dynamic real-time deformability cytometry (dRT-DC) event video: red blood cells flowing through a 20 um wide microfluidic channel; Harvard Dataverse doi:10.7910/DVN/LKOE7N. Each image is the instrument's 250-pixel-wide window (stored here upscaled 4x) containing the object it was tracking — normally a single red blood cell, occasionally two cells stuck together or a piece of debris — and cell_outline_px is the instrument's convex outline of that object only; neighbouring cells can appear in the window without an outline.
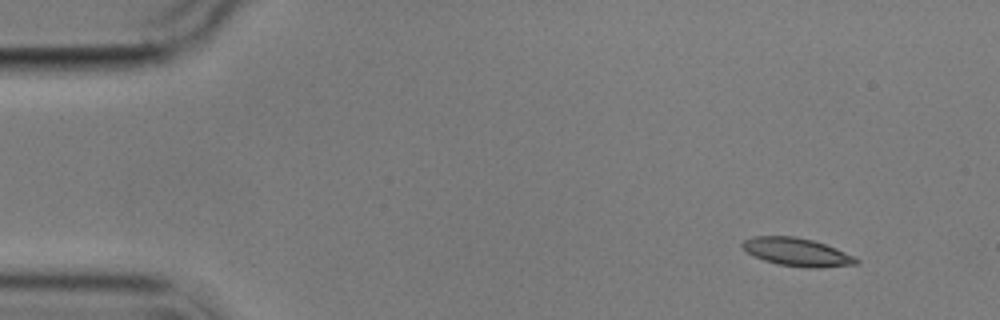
{"species": "common noctule bat (a hibernating species)", "species_latin": "Nyctalus noctula", "temperature_condition": "cold", "stored_images_in_passage": 4, "camera_frame_rate_fps": 3000, "um_per_image_px": 0.085, "animal": {"sex": "male", "body_mass_g": 17.9}, "frame": {"image": 1, "passage_image": 1, "time_ms": 0.0, "image_size_px": [1000, 320], "cell_outline_px": [[860, 260], [856, 264], [820, 268], [808, 268], [780, 264], [764, 260], [748, 252], [740, 244], [744, 240], [752, 236], [796, 236], [812, 240], [836, 248], [856, 256]], "centroid_in_image_um": [67.78, 21.42], "position_along_channel_um": 17.2, "area_um2": 18.55}}
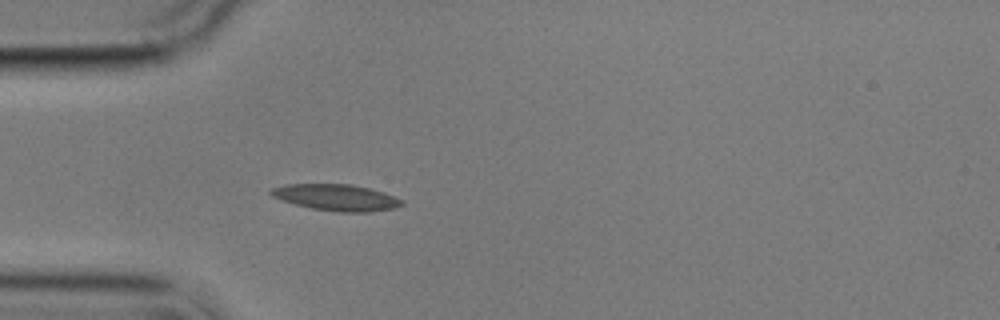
{"frame": {"image": 2, "passage_image": 4, "time_ms": 3.667, "image_size_px": [1000, 320], "cell_outline_px": [[404, 204], [396, 208], [372, 212], [340, 212], [312, 208], [280, 200], [272, 196], [268, 192], [272, 188], [284, 184], [352, 184], [368, 188], [404, 200]], "centroid_in_image_um": [28.58, 16.79], "position_along_channel_um": 56.4, "area_um2": 20.06}}